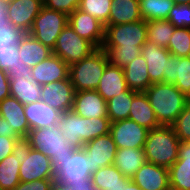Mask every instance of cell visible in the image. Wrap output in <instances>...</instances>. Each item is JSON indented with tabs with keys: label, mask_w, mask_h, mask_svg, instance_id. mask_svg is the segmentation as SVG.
Returning <instances> with one entry per match:
<instances>
[{
	"label": "cell",
	"mask_w": 190,
	"mask_h": 190,
	"mask_svg": "<svg viewBox=\"0 0 190 190\" xmlns=\"http://www.w3.org/2000/svg\"><path fill=\"white\" fill-rule=\"evenodd\" d=\"M110 124L108 117L83 118L73 110L63 112L58 121L62 136L75 148L109 133Z\"/></svg>",
	"instance_id": "1"
},
{
	"label": "cell",
	"mask_w": 190,
	"mask_h": 190,
	"mask_svg": "<svg viewBox=\"0 0 190 190\" xmlns=\"http://www.w3.org/2000/svg\"><path fill=\"white\" fill-rule=\"evenodd\" d=\"M160 126H172L188 99L174 84L154 83L145 91Z\"/></svg>",
	"instance_id": "2"
},
{
	"label": "cell",
	"mask_w": 190,
	"mask_h": 190,
	"mask_svg": "<svg viewBox=\"0 0 190 190\" xmlns=\"http://www.w3.org/2000/svg\"><path fill=\"white\" fill-rule=\"evenodd\" d=\"M180 140L172 126H160L148 132L144 144L146 160L169 169L178 159Z\"/></svg>",
	"instance_id": "3"
},
{
	"label": "cell",
	"mask_w": 190,
	"mask_h": 190,
	"mask_svg": "<svg viewBox=\"0 0 190 190\" xmlns=\"http://www.w3.org/2000/svg\"><path fill=\"white\" fill-rule=\"evenodd\" d=\"M13 154L20 161L19 178L21 182L54 179L51 159L33 149L26 137H20L14 146Z\"/></svg>",
	"instance_id": "4"
},
{
	"label": "cell",
	"mask_w": 190,
	"mask_h": 190,
	"mask_svg": "<svg viewBox=\"0 0 190 190\" xmlns=\"http://www.w3.org/2000/svg\"><path fill=\"white\" fill-rule=\"evenodd\" d=\"M108 63L107 53L97 48L81 61L69 66V78L74 90H96Z\"/></svg>",
	"instance_id": "5"
},
{
	"label": "cell",
	"mask_w": 190,
	"mask_h": 190,
	"mask_svg": "<svg viewBox=\"0 0 190 190\" xmlns=\"http://www.w3.org/2000/svg\"><path fill=\"white\" fill-rule=\"evenodd\" d=\"M30 146L51 159L52 166L64 160L77 149L68 144L58 124L53 127L31 129L26 137Z\"/></svg>",
	"instance_id": "6"
},
{
	"label": "cell",
	"mask_w": 190,
	"mask_h": 190,
	"mask_svg": "<svg viewBox=\"0 0 190 190\" xmlns=\"http://www.w3.org/2000/svg\"><path fill=\"white\" fill-rule=\"evenodd\" d=\"M54 182L73 187L87 184L91 180V162L82 148H77L72 155L58 160L53 165Z\"/></svg>",
	"instance_id": "7"
},
{
	"label": "cell",
	"mask_w": 190,
	"mask_h": 190,
	"mask_svg": "<svg viewBox=\"0 0 190 190\" xmlns=\"http://www.w3.org/2000/svg\"><path fill=\"white\" fill-rule=\"evenodd\" d=\"M69 16L63 12L42 7L28 34L53 50L57 37L68 25Z\"/></svg>",
	"instance_id": "8"
},
{
	"label": "cell",
	"mask_w": 190,
	"mask_h": 190,
	"mask_svg": "<svg viewBox=\"0 0 190 190\" xmlns=\"http://www.w3.org/2000/svg\"><path fill=\"white\" fill-rule=\"evenodd\" d=\"M96 49L91 42L80 37L68 23L57 37L52 53L60 57L68 66H71Z\"/></svg>",
	"instance_id": "9"
},
{
	"label": "cell",
	"mask_w": 190,
	"mask_h": 190,
	"mask_svg": "<svg viewBox=\"0 0 190 190\" xmlns=\"http://www.w3.org/2000/svg\"><path fill=\"white\" fill-rule=\"evenodd\" d=\"M147 41V21L140 20L127 24L106 25L102 47L143 46Z\"/></svg>",
	"instance_id": "10"
},
{
	"label": "cell",
	"mask_w": 190,
	"mask_h": 190,
	"mask_svg": "<svg viewBox=\"0 0 190 190\" xmlns=\"http://www.w3.org/2000/svg\"><path fill=\"white\" fill-rule=\"evenodd\" d=\"M149 130L131 119H124L110 124L109 133L117 148H143Z\"/></svg>",
	"instance_id": "11"
},
{
	"label": "cell",
	"mask_w": 190,
	"mask_h": 190,
	"mask_svg": "<svg viewBox=\"0 0 190 190\" xmlns=\"http://www.w3.org/2000/svg\"><path fill=\"white\" fill-rule=\"evenodd\" d=\"M68 23L80 37L91 42L96 48H102L105 39V25L98 19L76 9L69 15Z\"/></svg>",
	"instance_id": "12"
},
{
	"label": "cell",
	"mask_w": 190,
	"mask_h": 190,
	"mask_svg": "<svg viewBox=\"0 0 190 190\" xmlns=\"http://www.w3.org/2000/svg\"><path fill=\"white\" fill-rule=\"evenodd\" d=\"M82 149L90 157L91 175L100 168L113 165L117 146L110 133L101 135L84 144Z\"/></svg>",
	"instance_id": "13"
},
{
	"label": "cell",
	"mask_w": 190,
	"mask_h": 190,
	"mask_svg": "<svg viewBox=\"0 0 190 190\" xmlns=\"http://www.w3.org/2000/svg\"><path fill=\"white\" fill-rule=\"evenodd\" d=\"M75 90L70 78L41 85V101L59 110H72Z\"/></svg>",
	"instance_id": "14"
},
{
	"label": "cell",
	"mask_w": 190,
	"mask_h": 190,
	"mask_svg": "<svg viewBox=\"0 0 190 190\" xmlns=\"http://www.w3.org/2000/svg\"><path fill=\"white\" fill-rule=\"evenodd\" d=\"M43 6L41 0H7V16L14 26L28 33Z\"/></svg>",
	"instance_id": "15"
},
{
	"label": "cell",
	"mask_w": 190,
	"mask_h": 190,
	"mask_svg": "<svg viewBox=\"0 0 190 190\" xmlns=\"http://www.w3.org/2000/svg\"><path fill=\"white\" fill-rule=\"evenodd\" d=\"M72 110L83 118L108 117L106 101L96 90L75 91Z\"/></svg>",
	"instance_id": "16"
},
{
	"label": "cell",
	"mask_w": 190,
	"mask_h": 190,
	"mask_svg": "<svg viewBox=\"0 0 190 190\" xmlns=\"http://www.w3.org/2000/svg\"><path fill=\"white\" fill-rule=\"evenodd\" d=\"M162 83L174 84L188 99H190V59L170 55L167 58V67L163 71Z\"/></svg>",
	"instance_id": "17"
},
{
	"label": "cell",
	"mask_w": 190,
	"mask_h": 190,
	"mask_svg": "<svg viewBox=\"0 0 190 190\" xmlns=\"http://www.w3.org/2000/svg\"><path fill=\"white\" fill-rule=\"evenodd\" d=\"M131 180L143 190H170L168 169L154 163L143 164Z\"/></svg>",
	"instance_id": "18"
},
{
	"label": "cell",
	"mask_w": 190,
	"mask_h": 190,
	"mask_svg": "<svg viewBox=\"0 0 190 190\" xmlns=\"http://www.w3.org/2000/svg\"><path fill=\"white\" fill-rule=\"evenodd\" d=\"M32 77L39 85L61 81L69 78V66L55 54L50 55L34 67Z\"/></svg>",
	"instance_id": "19"
},
{
	"label": "cell",
	"mask_w": 190,
	"mask_h": 190,
	"mask_svg": "<svg viewBox=\"0 0 190 190\" xmlns=\"http://www.w3.org/2000/svg\"><path fill=\"white\" fill-rule=\"evenodd\" d=\"M141 55L147 62V72L151 83H162L164 80L163 71L167 67V58L171 55L169 50L146 41L141 47Z\"/></svg>",
	"instance_id": "20"
},
{
	"label": "cell",
	"mask_w": 190,
	"mask_h": 190,
	"mask_svg": "<svg viewBox=\"0 0 190 190\" xmlns=\"http://www.w3.org/2000/svg\"><path fill=\"white\" fill-rule=\"evenodd\" d=\"M24 113L31 129L53 127L58 124L62 112L43 101H37L24 105Z\"/></svg>",
	"instance_id": "21"
},
{
	"label": "cell",
	"mask_w": 190,
	"mask_h": 190,
	"mask_svg": "<svg viewBox=\"0 0 190 190\" xmlns=\"http://www.w3.org/2000/svg\"><path fill=\"white\" fill-rule=\"evenodd\" d=\"M0 117L9 121L8 125L19 137H27L30 132L22 105L15 97L9 96L0 102Z\"/></svg>",
	"instance_id": "22"
},
{
	"label": "cell",
	"mask_w": 190,
	"mask_h": 190,
	"mask_svg": "<svg viewBox=\"0 0 190 190\" xmlns=\"http://www.w3.org/2000/svg\"><path fill=\"white\" fill-rule=\"evenodd\" d=\"M127 89L123 68L117 67L109 62L101 76L96 91L105 101H108Z\"/></svg>",
	"instance_id": "23"
},
{
	"label": "cell",
	"mask_w": 190,
	"mask_h": 190,
	"mask_svg": "<svg viewBox=\"0 0 190 190\" xmlns=\"http://www.w3.org/2000/svg\"><path fill=\"white\" fill-rule=\"evenodd\" d=\"M146 162L143 148H117L113 165L117 167L124 177L131 179Z\"/></svg>",
	"instance_id": "24"
},
{
	"label": "cell",
	"mask_w": 190,
	"mask_h": 190,
	"mask_svg": "<svg viewBox=\"0 0 190 190\" xmlns=\"http://www.w3.org/2000/svg\"><path fill=\"white\" fill-rule=\"evenodd\" d=\"M129 119L148 130L160 127L145 92H138L132 99Z\"/></svg>",
	"instance_id": "25"
},
{
	"label": "cell",
	"mask_w": 190,
	"mask_h": 190,
	"mask_svg": "<svg viewBox=\"0 0 190 190\" xmlns=\"http://www.w3.org/2000/svg\"><path fill=\"white\" fill-rule=\"evenodd\" d=\"M127 87L135 92H145L152 84L147 72V62L142 55L133 59L124 68Z\"/></svg>",
	"instance_id": "26"
},
{
	"label": "cell",
	"mask_w": 190,
	"mask_h": 190,
	"mask_svg": "<svg viewBox=\"0 0 190 190\" xmlns=\"http://www.w3.org/2000/svg\"><path fill=\"white\" fill-rule=\"evenodd\" d=\"M10 96L15 97L22 105H28L41 99V85L33 79L22 76H9Z\"/></svg>",
	"instance_id": "27"
},
{
	"label": "cell",
	"mask_w": 190,
	"mask_h": 190,
	"mask_svg": "<svg viewBox=\"0 0 190 190\" xmlns=\"http://www.w3.org/2000/svg\"><path fill=\"white\" fill-rule=\"evenodd\" d=\"M19 47V60L27 66L34 67L52 55V49L43 45L28 33L22 39Z\"/></svg>",
	"instance_id": "28"
},
{
	"label": "cell",
	"mask_w": 190,
	"mask_h": 190,
	"mask_svg": "<svg viewBox=\"0 0 190 190\" xmlns=\"http://www.w3.org/2000/svg\"><path fill=\"white\" fill-rule=\"evenodd\" d=\"M91 179L97 190H124L131 181L130 178L124 177L114 165L100 168Z\"/></svg>",
	"instance_id": "29"
},
{
	"label": "cell",
	"mask_w": 190,
	"mask_h": 190,
	"mask_svg": "<svg viewBox=\"0 0 190 190\" xmlns=\"http://www.w3.org/2000/svg\"><path fill=\"white\" fill-rule=\"evenodd\" d=\"M142 20L139 0H112L107 25L127 24Z\"/></svg>",
	"instance_id": "30"
},
{
	"label": "cell",
	"mask_w": 190,
	"mask_h": 190,
	"mask_svg": "<svg viewBox=\"0 0 190 190\" xmlns=\"http://www.w3.org/2000/svg\"><path fill=\"white\" fill-rule=\"evenodd\" d=\"M0 69L8 76H24L26 79H33L31 67L19 60V47L0 49Z\"/></svg>",
	"instance_id": "31"
},
{
	"label": "cell",
	"mask_w": 190,
	"mask_h": 190,
	"mask_svg": "<svg viewBox=\"0 0 190 190\" xmlns=\"http://www.w3.org/2000/svg\"><path fill=\"white\" fill-rule=\"evenodd\" d=\"M137 93L138 92L132 91L128 88L121 94H118L117 96L106 101L107 114L111 123L129 119L132 99Z\"/></svg>",
	"instance_id": "32"
},
{
	"label": "cell",
	"mask_w": 190,
	"mask_h": 190,
	"mask_svg": "<svg viewBox=\"0 0 190 190\" xmlns=\"http://www.w3.org/2000/svg\"><path fill=\"white\" fill-rule=\"evenodd\" d=\"M176 27L167 19L147 21V41L168 48L170 37Z\"/></svg>",
	"instance_id": "33"
},
{
	"label": "cell",
	"mask_w": 190,
	"mask_h": 190,
	"mask_svg": "<svg viewBox=\"0 0 190 190\" xmlns=\"http://www.w3.org/2000/svg\"><path fill=\"white\" fill-rule=\"evenodd\" d=\"M20 164L13 153L0 162V190H13L21 182Z\"/></svg>",
	"instance_id": "34"
},
{
	"label": "cell",
	"mask_w": 190,
	"mask_h": 190,
	"mask_svg": "<svg viewBox=\"0 0 190 190\" xmlns=\"http://www.w3.org/2000/svg\"><path fill=\"white\" fill-rule=\"evenodd\" d=\"M174 4L172 0H139L140 15L145 21L168 19Z\"/></svg>",
	"instance_id": "35"
},
{
	"label": "cell",
	"mask_w": 190,
	"mask_h": 190,
	"mask_svg": "<svg viewBox=\"0 0 190 190\" xmlns=\"http://www.w3.org/2000/svg\"><path fill=\"white\" fill-rule=\"evenodd\" d=\"M141 47L134 45V47H102V49L107 53L111 64L124 68L141 55Z\"/></svg>",
	"instance_id": "36"
},
{
	"label": "cell",
	"mask_w": 190,
	"mask_h": 190,
	"mask_svg": "<svg viewBox=\"0 0 190 190\" xmlns=\"http://www.w3.org/2000/svg\"><path fill=\"white\" fill-rule=\"evenodd\" d=\"M112 0H81L78 9L98 19L105 26L108 24Z\"/></svg>",
	"instance_id": "37"
},
{
	"label": "cell",
	"mask_w": 190,
	"mask_h": 190,
	"mask_svg": "<svg viewBox=\"0 0 190 190\" xmlns=\"http://www.w3.org/2000/svg\"><path fill=\"white\" fill-rule=\"evenodd\" d=\"M167 49L172 55L187 57L190 50V28L176 27Z\"/></svg>",
	"instance_id": "38"
},
{
	"label": "cell",
	"mask_w": 190,
	"mask_h": 190,
	"mask_svg": "<svg viewBox=\"0 0 190 190\" xmlns=\"http://www.w3.org/2000/svg\"><path fill=\"white\" fill-rule=\"evenodd\" d=\"M27 33L12 24L10 20L0 25V49L19 46Z\"/></svg>",
	"instance_id": "39"
},
{
	"label": "cell",
	"mask_w": 190,
	"mask_h": 190,
	"mask_svg": "<svg viewBox=\"0 0 190 190\" xmlns=\"http://www.w3.org/2000/svg\"><path fill=\"white\" fill-rule=\"evenodd\" d=\"M170 190H190V167H170Z\"/></svg>",
	"instance_id": "40"
},
{
	"label": "cell",
	"mask_w": 190,
	"mask_h": 190,
	"mask_svg": "<svg viewBox=\"0 0 190 190\" xmlns=\"http://www.w3.org/2000/svg\"><path fill=\"white\" fill-rule=\"evenodd\" d=\"M180 142L190 141V100L172 125Z\"/></svg>",
	"instance_id": "41"
},
{
	"label": "cell",
	"mask_w": 190,
	"mask_h": 190,
	"mask_svg": "<svg viewBox=\"0 0 190 190\" xmlns=\"http://www.w3.org/2000/svg\"><path fill=\"white\" fill-rule=\"evenodd\" d=\"M167 20L175 27L190 28V4H174Z\"/></svg>",
	"instance_id": "42"
},
{
	"label": "cell",
	"mask_w": 190,
	"mask_h": 190,
	"mask_svg": "<svg viewBox=\"0 0 190 190\" xmlns=\"http://www.w3.org/2000/svg\"><path fill=\"white\" fill-rule=\"evenodd\" d=\"M81 0H45L44 6L48 9L60 11L68 16L78 9Z\"/></svg>",
	"instance_id": "43"
},
{
	"label": "cell",
	"mask_w": 190,
	"mask_h": 190,
	"mask_svg": "<svg viewBox=\"0 0 190 190\" xmlns=\"http://www.w3.org/2000/svg\"><path fill=\"white\" fill-rule=\"evenodd\" d=\"M53 183L54 179L20 182L13 190H51Z\"/></svg>",
	"instance_id": "44"
},
{
	"label": "cell",
	"mask_w": 190,
	"mask_h": 190,
	"mask_svg": "<svg viewBox=\"0 0 190 190\" xmlns=\"http://www.w3.org/2000/svg\"><path fill=\"white\" fill-rule=\"evenodd\" d=\"M171 167H190V141L180 142L178 159Z\"/></svg>",
	"instance_id": "45"
},
{
	"label": "cell",
	"mask_w": 190,
	"mask_h": 190,
	"mask_svg": "<svg viewBox=\"0 0 190 190\" xmlns=\"http://www.w3.org/2000/svg\"><path fill=\"white\" fill-rule=\"evenodd\" d=\"M19 138L0 136V162L13 153L15 143Z\"/></svg>",
	"instance_id": "46"
},
{
	"label": "cell",
	"mask_w": 190,
	"mask_h": 190,
	"mask_svg": "<svg viewBox=\"0 0 190 190\" xmlns=\"http://www.w3.org/2000/svg\"><path fill=\"white\" fill-rule=\"evenodd\" d=\"M10 96V80L8 74L0 69V102Z\"/></svg>",
	"instance_id": "47"
},
{
	"label": "cell",
	"mask_w": 190,
	"mask_h": 190,
	"mask_svg": "<svg viewBox=\"0 0 190 190\" xmlns=\"http://www.w3.org/2000/svg\"><path fill=\"white\" fill-rule=\"evenodd\" d=\"M9 121L0 117V136L19 137L14 130L8 125Z\"/></svg>",
	"instance_id": "48"
},
{
	"label": "cell",
	"mask_w": 190,
	"mask_h": 190,
	"mask_svg": "<svg viewBox=\"0 0 190 190\" xmlns=\"http://www.w3.org/2000/svg\"><path fill=\"white\" fill-rule=\"evenodd\" d=\"M8 20L7 0H0V25L4 24V22H7Z\"/></svg>",
	"instance_id": "49"
},
{
	"label": "cell",
	"mask_w": 190,
	"mask_h": 190,
	"mask_svg": "<svg viewBox=\"0 0 190 190\" xmlns=\"http://www.w3.org/2000/svg\"><path fill=\"white\" fill-rule=\"evenodd\" d=\"M74 190H97L92 183V179L87 184L74 185Z\"/></svg>",
	"instance_id": "50"
},
{
	"label": "cell",
	"mask_w": 190,
	"mask_h": 190,
	"mask_svg": "<svg viewBox=\"0 0 190 190\" xmlns=\"http://www.w3.org/2000/svg\"><path fill=\"white\" fill-rule=\"evenodd\" d=\"M51 190H74V187L54 182Z\"/></svg>",
	"instance_id": "51"
},
{
	"label": "cell",
	"mask_w": 190,
	"mask_h": 190,
	"mask_svg": "<svg viewBox=\"0 0 190 190\" xmlns=\"http://www.w3.org/2000/svg\"><path fill=\"white\" fill-rule=\"evenodd\" d=\"M124 190H143L137 186L132 180L124 187Z\"/></svg>",
	"instance_id": "52"
},
{
	"label": "cell",
	"mask_w": 190,
	"mask_h": 190,
	"mask_svg": "<svg viewBox=\"0 0 190 190\" xmlns=\"http://www.w3.org/2000/svg\"><path fill=\"white\" fill-rule=\"evenodd\" d=\"M175 4H190V0H172Z\"/></svg>",
	"instance_id": "53"
}]
</instances>
